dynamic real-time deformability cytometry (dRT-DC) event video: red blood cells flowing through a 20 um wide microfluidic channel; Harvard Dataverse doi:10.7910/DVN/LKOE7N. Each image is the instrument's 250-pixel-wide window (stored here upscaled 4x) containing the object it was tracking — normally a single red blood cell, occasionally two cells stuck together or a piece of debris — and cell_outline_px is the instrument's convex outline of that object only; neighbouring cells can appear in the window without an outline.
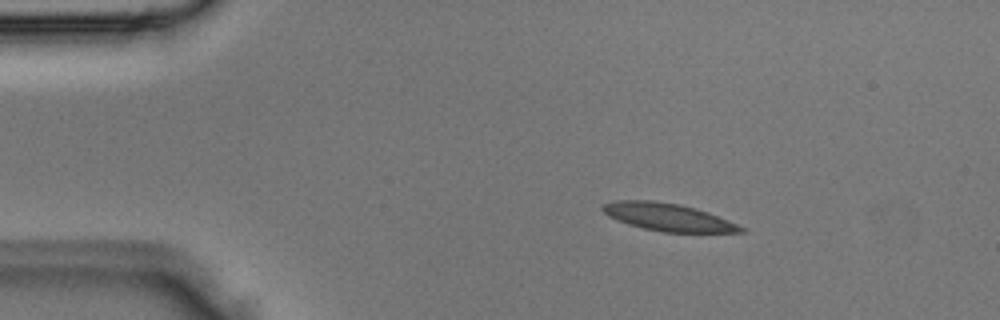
{"species": "Egyptian fruit bat (a non-hibernating species)", "species_latin": "Rousettus aegyptiacus", "temperature_condition": "room temperature", "stored_images_in_passage": 2, "camera_frame_rate_fps": 3000, "um_per_image_px": 0.085, "animal": {"sex": "male"}, "frame": {"image": 1, "passage_image": 1, "time_ms": 0.0, "image_size_px": [1000, 320], "cell_outline_px": [[748, 228], [744, 232], [664, 232], [644, 228], [628, 224], [608, 216], [600, 208], [604, 204], [616, 200], [652, 200], [680, 204], [696, 208], [708, 212]], "centroid_in_image_um": [56.8, 18.45], "position_along_channel_um": 28.2, "area_um2": 22.2}}